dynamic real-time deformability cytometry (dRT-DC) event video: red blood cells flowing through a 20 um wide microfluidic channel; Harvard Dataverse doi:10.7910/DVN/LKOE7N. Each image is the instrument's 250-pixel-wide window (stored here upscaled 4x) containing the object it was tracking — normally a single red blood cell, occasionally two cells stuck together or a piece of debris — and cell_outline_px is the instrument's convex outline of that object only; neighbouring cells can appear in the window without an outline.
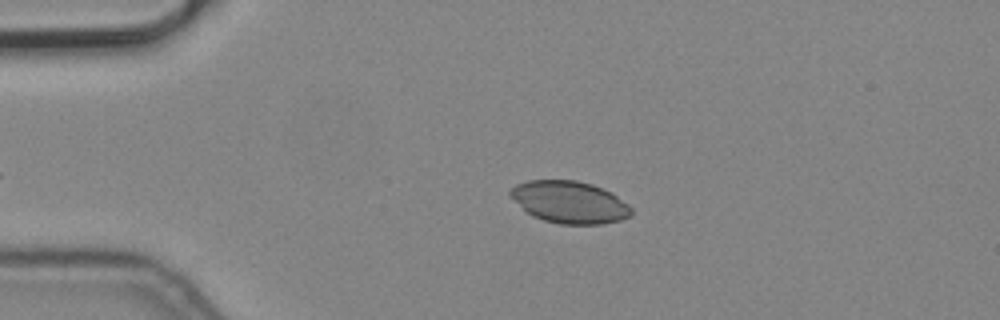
{"species": "common noctule bat (a hibernating species)", "species_latin": "Nyctalus noctula", "temperature_condition": "cold", "stored_images_in_passage": 2, "camera_frame_rate_fps": 3000, "um_per_image_px": 0.085, "animal": {"sex": "male", "body_mass_g": 19.2, "forearm_length_mm": 51.8}, "frame": {"image": 1, "passage_image": 1, "time_ms": 0.0, "image_size_px": [1000, 320], "cell_outline_px": [[632, 212], [628, 216], [620, 220], [600, 224], [560, 224], [544, 220], [532, 216], [508, 196], [508, 192], [516, 184], [528, 180], [576, 180], [592, 184], [612, 192], [628, 204], [632, 208]], "centroid_in_image_um": [48.39, 17.17], "position_along_channel_um": 36.6, "area_um2": 29.77}}